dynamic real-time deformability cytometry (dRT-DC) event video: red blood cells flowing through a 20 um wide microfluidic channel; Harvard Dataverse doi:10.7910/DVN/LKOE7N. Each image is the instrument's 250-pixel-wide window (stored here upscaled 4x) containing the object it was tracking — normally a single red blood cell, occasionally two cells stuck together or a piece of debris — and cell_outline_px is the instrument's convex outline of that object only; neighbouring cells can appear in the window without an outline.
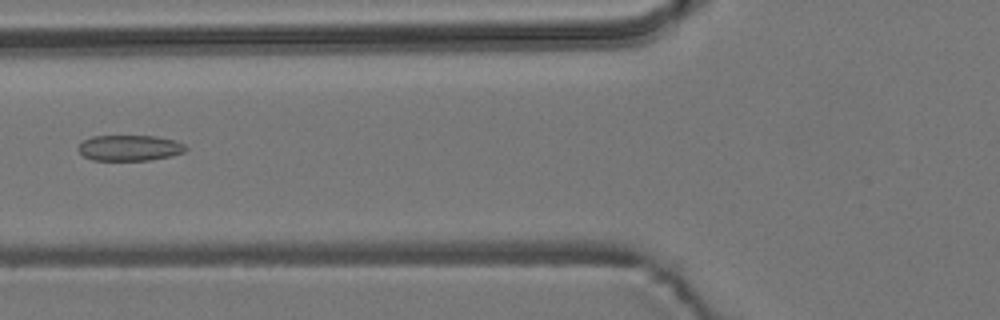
{"species": "common noctule bat (a hibernating species)", "species_latin": "Nyctalus noctula", "temperature_condition": "room temperature", "stored_images_in_passage": 4, "camera_frame_rate_fps": 3000, "um_per_image_px": 0.085, "animal": {"sex": "male", "body_mass_g": 19.2, "forearm_length_mm": 51.8}, "frame": {"image": 1, "passage_image": 4, "time_ms": 1.0, "image_size_px": [1000, 320], "cell_outline_px": [[188, 148], [184, 152], [172, 156], [148, 160], [92, 160], [84, 156], [76, 148], [84, 140], [92, 136], [156, 136], [176, 140], [184, 144]], "centroid_in_image_um": [11.04, 12.57], "position_along_channel_um": 114.8, "area_um2": 16.18}}